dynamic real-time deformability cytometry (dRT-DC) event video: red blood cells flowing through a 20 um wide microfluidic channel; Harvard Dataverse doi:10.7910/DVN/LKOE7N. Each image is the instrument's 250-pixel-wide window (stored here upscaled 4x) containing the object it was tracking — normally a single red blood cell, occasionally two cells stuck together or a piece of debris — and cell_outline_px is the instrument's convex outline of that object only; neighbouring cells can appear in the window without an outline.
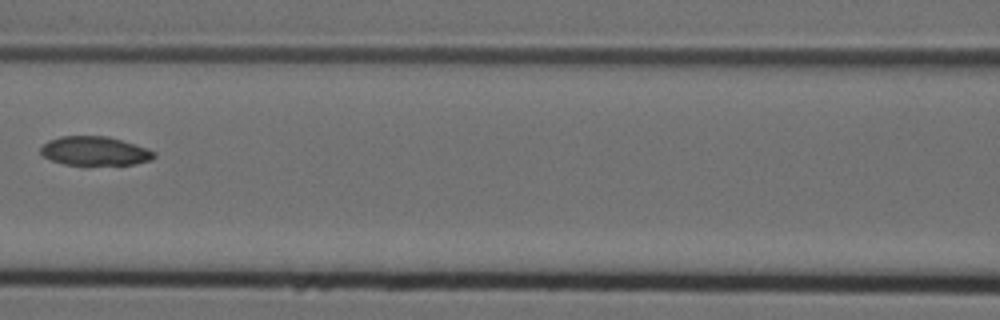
{"species": "Egyptian fruit bat (a non-hibernating species)", "species_latin": "Rousettus aegyptiacus", "temperature_condition": "cold", "stored_images_in_passage": 8, "camera_frame_rate_fps": 3000, "um_per_image_px": 0.085, "animal": {"sex": "female"}, "frame": {"image": 1, "passage_image": 8, "time_ms": 2.333, "image_size_px": [1000, 320], "cell_outline_px": [[156, 156], [152, 160], [136, 164], [64, 164], [52, 160], [44, 156], [40, 152], [40, 148], [48, 140], [60, 136], [108, 136], [148, 148], [156, 152]], "centroid_in_image_um": [8.09, 12.82], "position_along_channel_um": 158.5, "area_um2": 19.07}}